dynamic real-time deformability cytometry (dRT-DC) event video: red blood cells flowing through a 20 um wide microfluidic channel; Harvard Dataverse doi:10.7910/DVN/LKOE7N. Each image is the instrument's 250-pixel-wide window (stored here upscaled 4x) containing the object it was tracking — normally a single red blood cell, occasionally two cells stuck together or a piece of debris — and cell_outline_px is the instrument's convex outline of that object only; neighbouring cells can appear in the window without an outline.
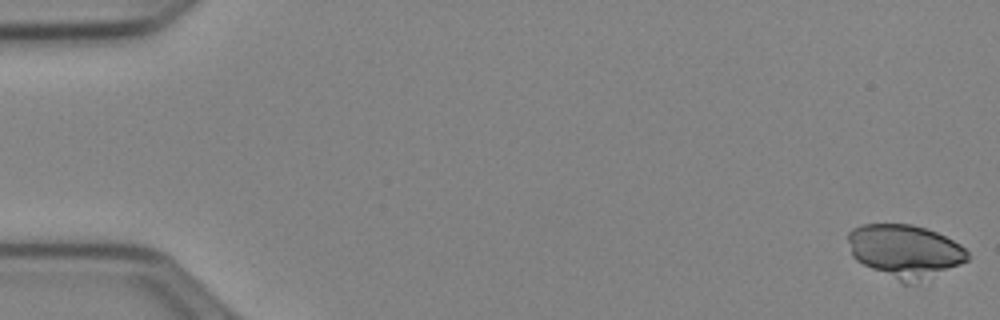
{"species": "Egyptian fruit bat (a non-hibernating species)", "species_latin": "Rousettus aegyptiacus", "temperature_condition": "cold", "stored_images_in_passage": 54, "camera_frame_rate_fps": 3000, "um_per_image_px": 0.085, "animal": {"sex": "female"}, "frame": {"image": 1, "passage_image": 1, "time_ms": 0.0, "image_size_px": [1000, 320], "cell_outline_px": [[968, 260], [960, 264], [908, 284], [904, 284], [856, 260], [852, 256], [848, 240], [848, 232], [852, 228], [864, 224], [912, 224], [936, 232], [960, 244], [968, 252]], "centroid_in_image_um": [76.89, 21.31], "position_along_channel_um": 8.1, "area_um2": 36.18}}